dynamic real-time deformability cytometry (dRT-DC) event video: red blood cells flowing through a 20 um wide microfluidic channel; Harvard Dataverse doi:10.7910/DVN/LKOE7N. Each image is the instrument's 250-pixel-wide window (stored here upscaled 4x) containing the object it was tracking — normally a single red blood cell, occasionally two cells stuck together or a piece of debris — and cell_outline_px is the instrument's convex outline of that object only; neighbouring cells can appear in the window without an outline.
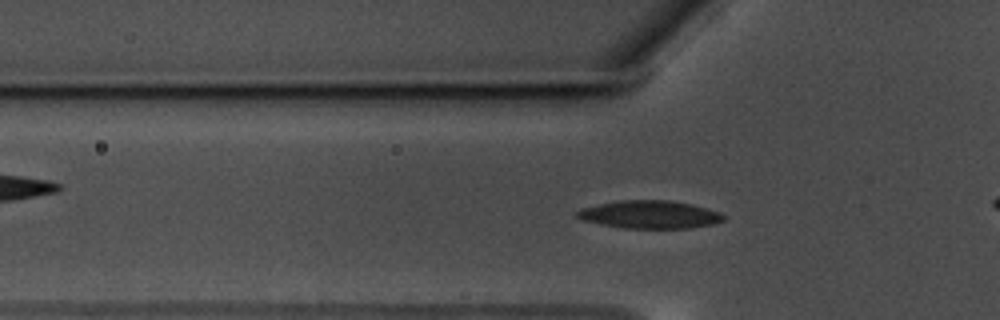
{"species": "common noctule bat (a hibernating species)", "species_latin": "Nyctalus noctula", "temperature_condition": "warm", "stored_images_in_passage": 49, "camera_frame_rate_fps": 3000, "um_per_image_px": 0.085, "animal": {"sex": "male", "body_mass_g": 17.5, "forearm_length_mm": 52.3}, "frame": {"image": 1, "passage_image": 20, "time_ms": 6.333, "image_size_px": [1000, 320], "cell_outline_px": [[724, 220], [712, 224], [692, 228], [624, 228], [600, 224], [584, 220], [576, 216], [576, 212], [580, 208], [620, 200], [668, 200], [692, 204], [708, 208], [720, 212], [724, 216]], "centroid_in_image_um": [55.24, 18.23], "position_along_channel_um": 70.6, "area_um2": 23.76}}
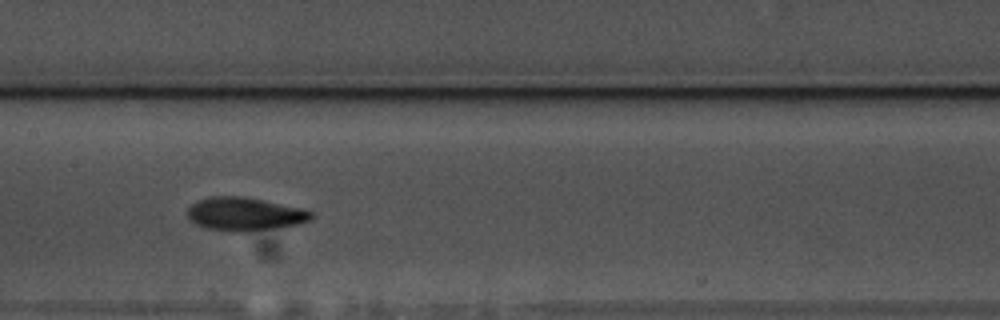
{"frame": {"image": 2, "passage_image": 30, "time_ms": 9.667, "image_size_px": [1000, 320], "cell_outline_px": [[312, 220], [296, 224], [272, 228], [236, 232], [232, 232], [204, 228], [196, 224], [188, 216], [188, 208], [192, 204], [200, 200], [212, 196], [244, 196], [264, 200], [300, 208], [312, 212]], "centroid_in_image_um": [20.78, 18.19], "position_along_channel_um": 186.6, "area_um2": 23.7}}
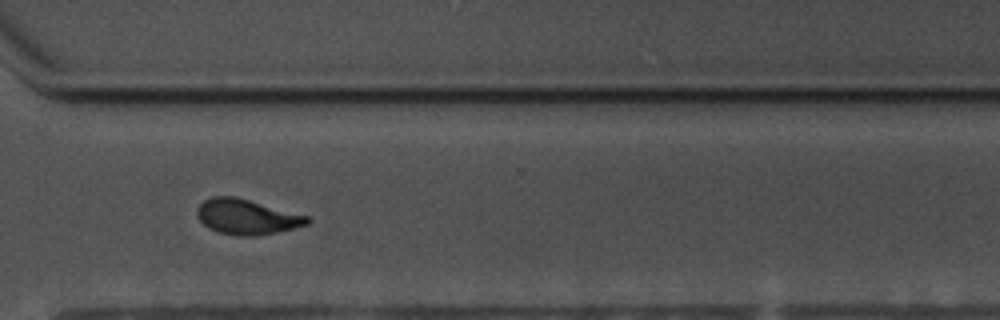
{"frame": {"image": 3, "passage_image": 44, "time_ms": 14.333, "image_size_px": [1000, 320], "cell_outline_px": [[312, 220], [308, 224], [276, 232], [256, 236], [236, 236], [220, 232], [208, 228], [196, 216], [196, 208], [204, 200], [212, 196], [236, 196], [308, 216]], "centroid_in_image_um": [20.95, 18.42], "position_along_channel_um": 349.7, "area_um2": 22.6}}